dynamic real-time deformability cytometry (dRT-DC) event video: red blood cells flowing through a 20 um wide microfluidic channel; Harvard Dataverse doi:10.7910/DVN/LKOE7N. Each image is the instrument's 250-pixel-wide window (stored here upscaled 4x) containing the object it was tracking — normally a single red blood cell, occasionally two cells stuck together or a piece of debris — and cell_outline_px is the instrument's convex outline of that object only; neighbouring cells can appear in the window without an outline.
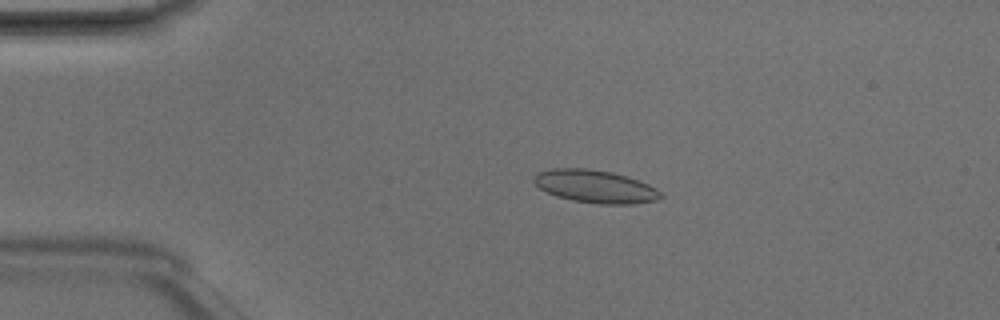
{"species": "Egyptian fruit bat (a non-hibernating species)", "species_latin": "Rousettus aegyptiacus", "temperature_condition": "room temperature", "stored_images_in_passage": 4, "camera_frame_rate_fps": 3000, "um_per_image_px": 0.085, "animal": {"sex": "male"}, "frame": {"image": 1, "passage_image": 3, "time_ms": 0.667, "image_size_px": [1000, 320], "cell_outline_px": [[664, 196], [656, 200], [632, 204], [596, 204], [572, 200], [556, 196], [540, 188], [532, 180], [532, 176], [540, 172], [552, 168], [588, 168], [612, 172], [648, 184], [656, 188]], "centroid_in_image_um": [50.58, 15.85], "position_along_channel_um": 34.4, "area_um2": 24.16}}